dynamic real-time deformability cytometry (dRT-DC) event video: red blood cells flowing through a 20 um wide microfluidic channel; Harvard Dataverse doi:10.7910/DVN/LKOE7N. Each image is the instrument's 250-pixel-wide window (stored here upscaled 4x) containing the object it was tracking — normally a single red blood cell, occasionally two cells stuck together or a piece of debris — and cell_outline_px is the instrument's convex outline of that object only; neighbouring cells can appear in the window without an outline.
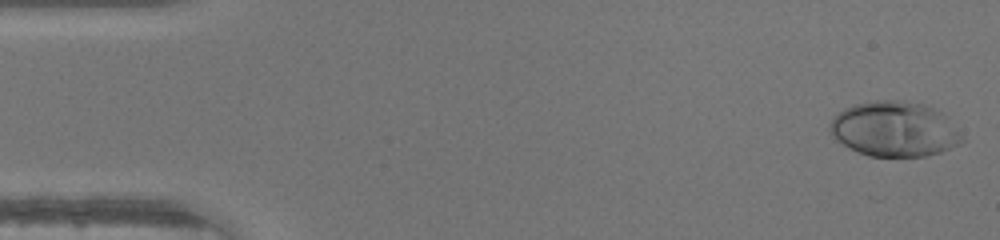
{"species": "human", "species_latin": "Homo sapiens", "temperature_condition": "warm", "stored_images_in_passage": 46, "camera_frame_rate_fps": 3000, "um_per_image_px": 0.085, "donor": {"sex": "male"}, "frame": {"image": 1, "passage_image": 1, "time_ms": 0.0, "image_size_px": [1000, 240], "cell_outline_px": [[964, 140], [960, 144], [940, 152], [924, 156], [868, 156], [848, 148], [836, 140], [832, 136], [828, 128], [828, 124], [832, 116], [844, 108], [856, 104], [876, 100], [904, 100], [924, 104], [944, 112]], "centroid_in_image_um": [75.99, 10.96], "position_along_channel_um": 9.0, "area_um2": 42.77}}
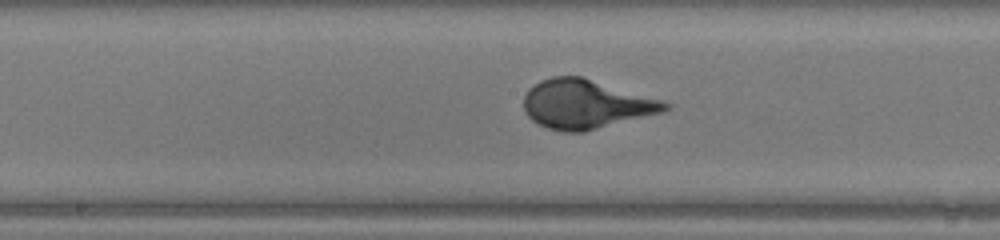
{"frame": {"image": 2, "passage_image": 23, "time_ms": 7.333, "image_size_px": [1000, 240], "cell_outline_px": [[672, 108], [664, 112], [584, 132], [564, 132], [548, 128], [532, 120], [524, 112], [524, 96], [528, 88], [540, 80], [552, 76], [580, 76], [660, 100], [672, 104]], "centroid_in_image_um": [49.78, 8.86], "position_along_channel_um": 198.4, "area_um2": 40.23}}
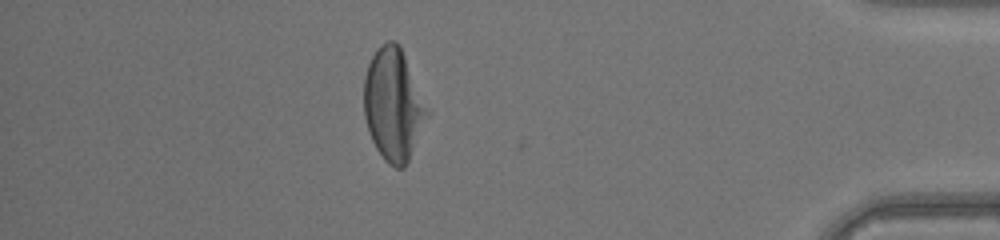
{"frame": {"image": 3, "passage_image": 40, "time_ms": 13.0, "image_size_px": [1000, 240], "cell_outline_px": [[428, 116], [408, 160], [404, 168], [396, 168], [388, 164], [384, 160], [376, 148], [372, 140], [364, 116], [364, 76], [368, 64], [372, 56], [388, 40], [396, 40], [404, 56], [428, 112]], "centroid_in_image_um": [33.39, 8.93], "position_along_channel_um": 401.8, "area_um2": 40.17}}